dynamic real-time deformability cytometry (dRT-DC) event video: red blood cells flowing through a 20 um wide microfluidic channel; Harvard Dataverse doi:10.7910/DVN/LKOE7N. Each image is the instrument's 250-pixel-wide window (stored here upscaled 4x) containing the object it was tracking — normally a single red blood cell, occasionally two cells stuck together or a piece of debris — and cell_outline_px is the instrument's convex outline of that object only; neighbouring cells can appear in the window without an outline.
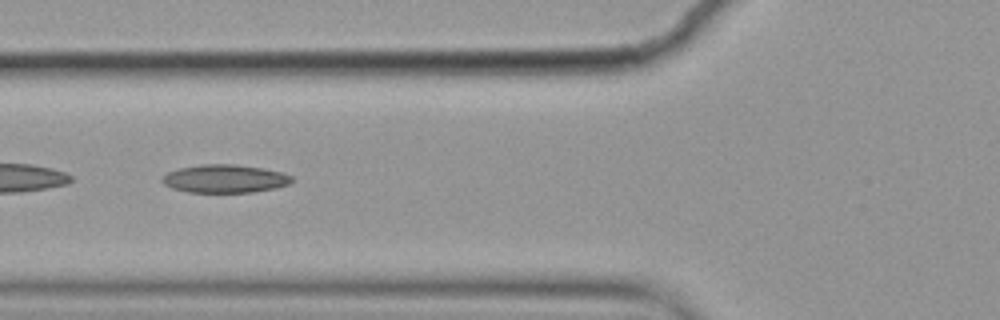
{"species": "common noctule bat (a hibernating species)", "species_latin": "Nyctalus noctula", "temperature_condition": "cold", "stored_images_in_passage": 8, "camera_frame_rate_fps": 3000, "um_per_image_px": 0.085, "animal": {"sex": "female", "body_mass_g": 19.9}, "frame": {"image": 1, "passage_image": 6, "time_ms": 1.667, "image_size_px": [1000, 320], "cell_outline_px": [[296, 180], [288, 184], [276, 188], [252, 192], [188, 192], [172, 188], [164, 184], [160, 180], [168, 172], [180, 168], [200, 164], [236, 164], [264, 168], [284, 172], [292, 176]], "centroid_in_image_um": [19.16, 15.18], "position_along_channel_um": 106.6, "area_um2": 21.44}}
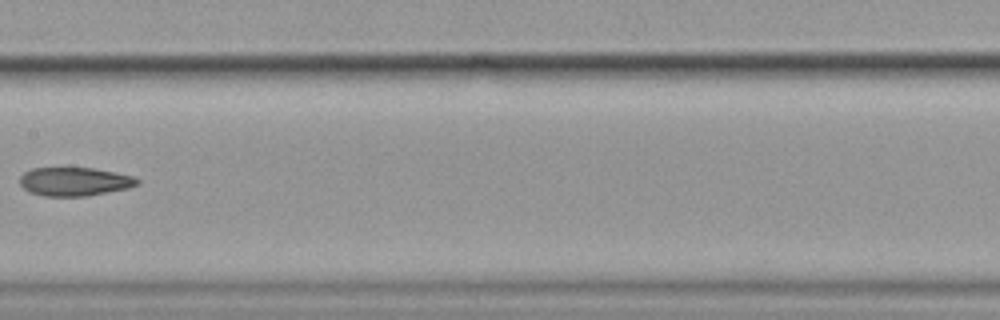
{"frame": {"image": 2, "passage_image": 8, "time_ms": 2.333, "image_size_px": [1000, 320], "cell_outline_px": [[140, 184], [128, 188], [88, 196], [44, 196], [28, 192], [20, 184], [20, 176], [24, 172], [32, 168], [92, 168], [116, 172], [132, 176], [140, 180]], "centroid_in_image_um": [6.34, 15.44], "position_along_channel_um": 201.1, "area_um2": 19.65}}